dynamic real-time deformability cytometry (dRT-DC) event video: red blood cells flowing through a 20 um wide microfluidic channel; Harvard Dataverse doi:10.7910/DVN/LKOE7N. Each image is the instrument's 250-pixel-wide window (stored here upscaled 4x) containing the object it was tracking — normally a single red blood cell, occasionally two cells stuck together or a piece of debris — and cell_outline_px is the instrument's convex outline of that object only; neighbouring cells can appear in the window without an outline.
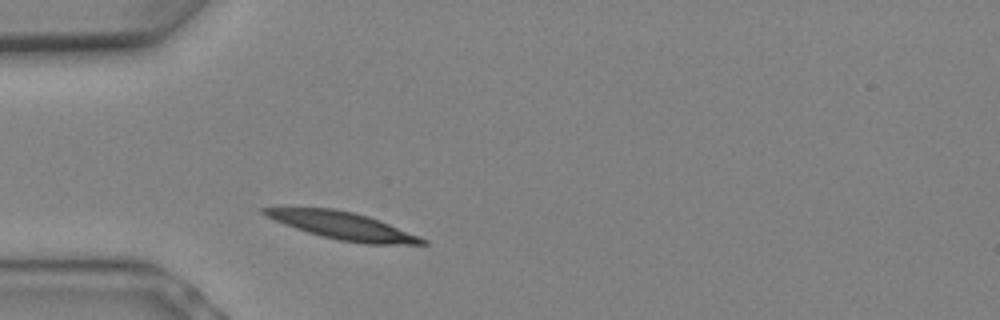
{"species": "Egyptian fruit bat (a non-hibernating species)", "species_latin": "Rousettus aegyptiacus", "temperature_condition": "warm", "stored_images_in_passage": 1, "camera_frame_rate_fps": 3000, "um_per_image_px": 0.085, "animal": {"sex": "female"}, "frame": {"image": 1, "passage_image": 1, "time_ms": 0.0, "image_size_px": [1000, 320], "cell_outline_px": [[428, 244], [364, 244], [340, 240], [320, 236], [284, 224], [260, 212], [260, 208], [332, 208], [352, 212], [368, 216], [420, 236], [428, 240]], "centroid_in_image_um": [29.18, 19.2], "position_along_channel_um": 55.8, "area_um2": 24.85}}